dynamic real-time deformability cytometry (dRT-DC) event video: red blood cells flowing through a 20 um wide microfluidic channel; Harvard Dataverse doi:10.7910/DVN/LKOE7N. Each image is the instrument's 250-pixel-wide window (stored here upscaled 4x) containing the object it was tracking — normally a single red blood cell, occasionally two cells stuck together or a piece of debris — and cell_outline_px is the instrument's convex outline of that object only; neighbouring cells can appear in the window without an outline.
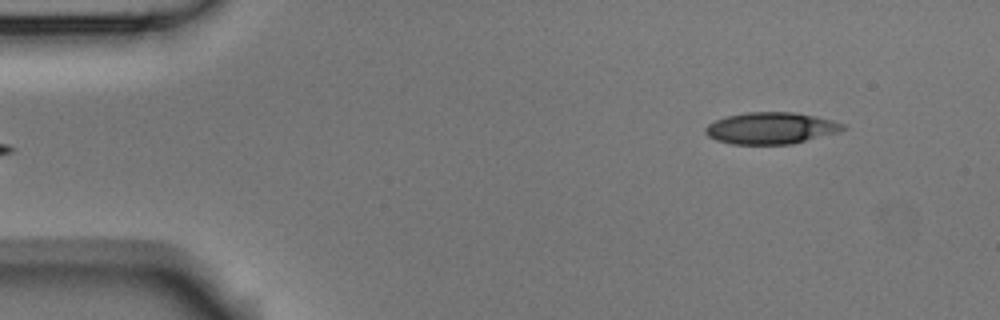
{"species": "Egyptian fruit bat (a non-hibernating species)", "species_latin": "Rousettus aegyptiacus", "temperature_condition": "room temperature", "stored_images_in_passage": 6, "segment_of_instrument_passage": [2, 2], "camera_frame_rate_fps": 3000, "um_per_image_px": 0.085, "animal": {"sex": "male"}, "frame": {"image": 1, "passage_image": 6, "time_ms": 1.667, "image_size_px": [1000, 320], "cell_outline_px": [[848, 128], [840, 132], [792, 144], [732, 144], [716, 140], [708, 136], [704, 132], [704, 128], [708, 124], [716, 120], [728, 116], [748, 112], [792, 112], [816, 116], [832, 120], [844, 124]], "centroid_in_image_um": [65.55, 10.9], "position_along_channel_um": 19.4, "area_um2": 25.43}}